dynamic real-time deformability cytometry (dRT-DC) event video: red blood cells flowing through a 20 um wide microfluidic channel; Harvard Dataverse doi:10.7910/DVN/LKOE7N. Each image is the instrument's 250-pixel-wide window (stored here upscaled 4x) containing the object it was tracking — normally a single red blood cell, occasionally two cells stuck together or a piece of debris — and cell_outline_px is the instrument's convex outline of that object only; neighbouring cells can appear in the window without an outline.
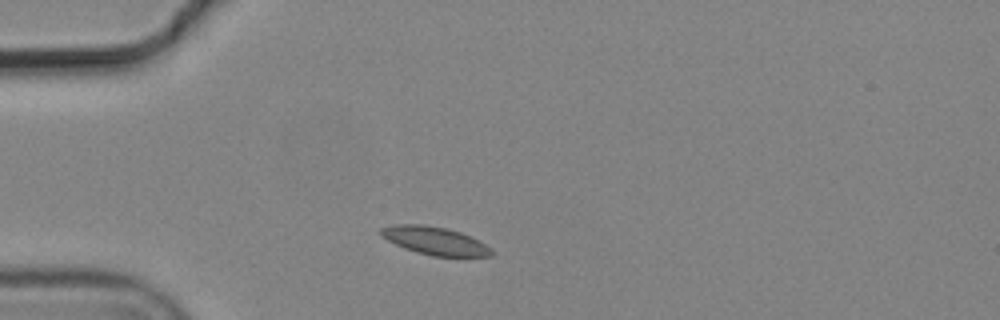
{"species": "common noctule bat (a hibernating species)", "species_latin": "Nyctalus noctula", "temperature_condition": "cold", "stored_images_in_passage": 6, "camera_frame_rate_fps": 3000, "um_per_image_px": 0.085, "animal": {"sex": "male", "body_mass_g": 19.2, "forearm_length_mm": 51.8}, "frame": {"image": 1, "passage_image": 1, "time_ms": 0.0, "image_size_px": [1000, 320], "cell_outline_px": [[492, 256], [432, 256], [416, 252], [404, 248], [380, 236], [380, 228], [396, 224], [424, 224], [448, 228], [460, 232], [484, 244], [492, 252]], "centroid_in_image_um": [36.89, 20.45], "position_along_channel_um": 48.1, "area_um2": 17.8}}
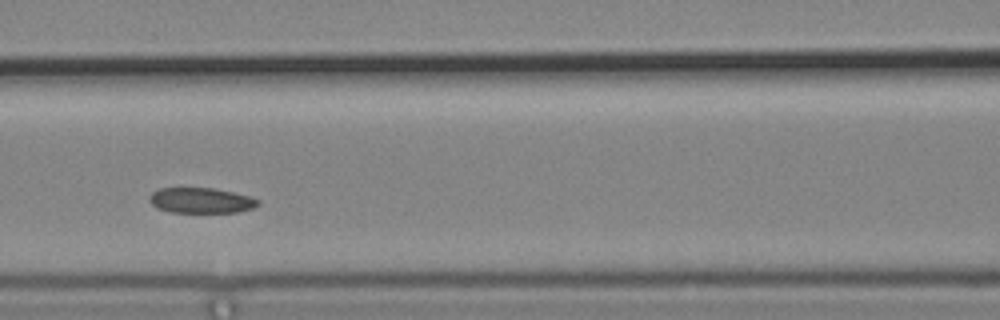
{"frame": {"image": 2, "passage_image": 4, "time_ms": 1.0, "image_size_px": [1000, 320], "cell_outline_px": [[260, 204], [252, 208], [236, 212], [168, 212], [156, 208], [148, 200], [148, 196], [152, 192], [160, 188], [216, 188], [248, 196], [260, 200]], "centroid_in_image_um": [17.05, 17.03], "position_along_channel_um": 149.6, "area_um2": 16.13}}
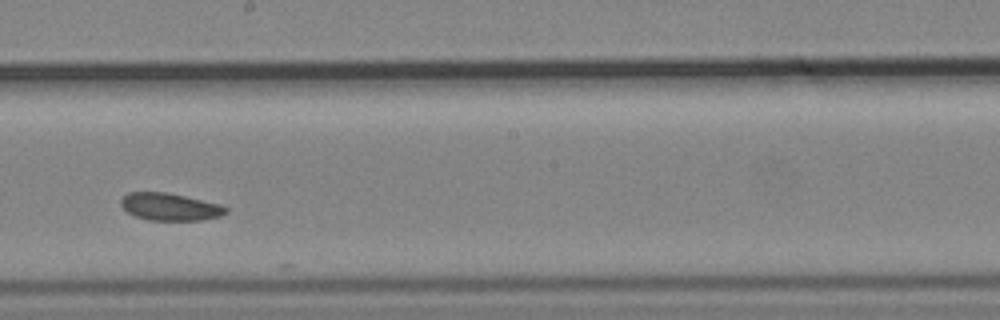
{"frame": {"image": 3, "passage_image": 6, "time_ms": 1.667, "image_size_px": [1000, 320], "cell_outline_px": [[228, 212], [220, 216], [204, 220], [148, 220], [136, 216], [128, 212], [120, 204], [120, 200], [128, 192], [168, 192], [220, 204], [228, 208]], "centroid_in_image_um": [14.46, 17.57], "position_along_channel_um": 233.7, "area_um2": 16.76}}